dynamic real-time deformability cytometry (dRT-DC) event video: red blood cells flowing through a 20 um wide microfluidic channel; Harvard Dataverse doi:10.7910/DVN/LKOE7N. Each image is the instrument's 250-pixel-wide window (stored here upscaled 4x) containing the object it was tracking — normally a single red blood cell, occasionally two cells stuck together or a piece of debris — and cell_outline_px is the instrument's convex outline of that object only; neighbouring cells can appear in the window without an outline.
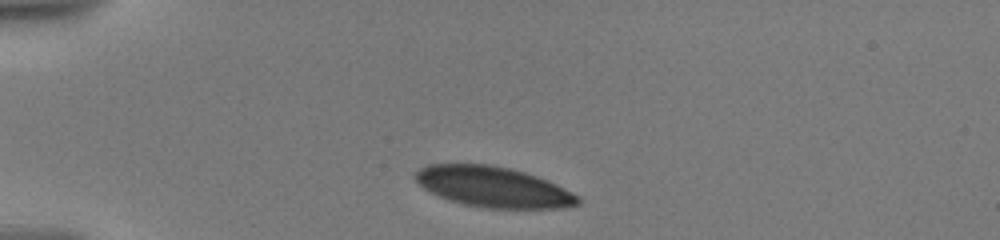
{"species": "human", "species_latin": "Homo sapiens", "temperature_condition": "warm", "stored_images_in_passage": 55, "camera_frame_rate_fps": 3000, "um_per_image_px": 0.085, "donor": {"sex": "male"}, "frame": {"image": 1, "passage_image": 1, "time_ms": 0.0, "image_size_px": [1000, 240], "cell_outline_px": [[580, 204], [560, 208], [488, 208], [464, 204], [440, 196], [424, 188], [412, 176], [420, 168], [428, 164], [492, 164], [512, 168], [548, 180], [580, 196]], "centroid_in_image_um": [41.95, 15.87], "position_along_channel_um": 43.1, "area_um2": 38.26}}
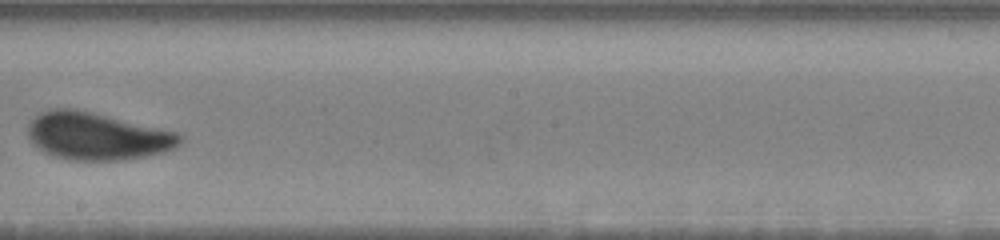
{"frame": {"image": 2, "passage_image": 25, "time_ms": 6.667, "image_size_px": [1000, 240], "cell_outline_px": [[184, 140], [180, 144], [164, 152], [124, 160], [68, 160], [44, 152], [32, 144], [28, 136], [28, 124], [40, 112], [48, 108], [76, 108], [176, 132], [184, 136]], "centroid_in_image_um": [8.22, 11.57], "position_along_channel_um": 240.0, "area_um2": 42.08}}
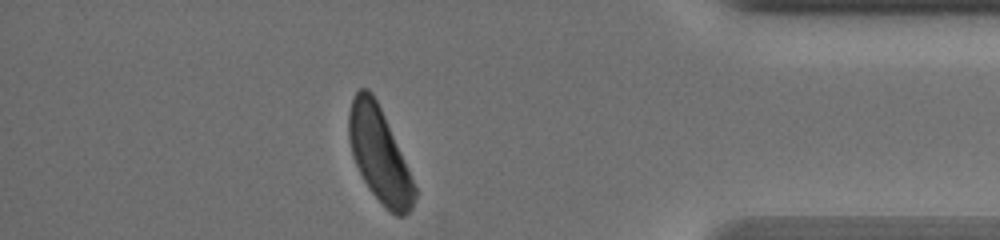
{"frame": {"image": 3, "passage_image": 45, "time_ms": 12.0, "image_size_px": [1000, 240], "cell_outline_px": [[416, 196], [412, 208], [404, 216], [396, 216], [384, 208], [368, 188], [352, 156], [348, 136], [348, 112], [352, 96], [360, 88], [368, 88], [372, 92], [384, 116], [408, 168], [416, 188]], "centroid_in_image_um": [32.22, 13.17], "position_along_channel_um": 403.0, "area_um2": 36.01}, "authors_computed_cell_mechanics": {"area_um2": 40.0554, "velocity_mm_per_s": 3.5593, "shape_relaxation_time_tau1_ms": 3.3668, "shape_relaxation_time_tau2_ms": null, "deformation_change_tau1": 0.1307, "deformation_change_tau2": null}}